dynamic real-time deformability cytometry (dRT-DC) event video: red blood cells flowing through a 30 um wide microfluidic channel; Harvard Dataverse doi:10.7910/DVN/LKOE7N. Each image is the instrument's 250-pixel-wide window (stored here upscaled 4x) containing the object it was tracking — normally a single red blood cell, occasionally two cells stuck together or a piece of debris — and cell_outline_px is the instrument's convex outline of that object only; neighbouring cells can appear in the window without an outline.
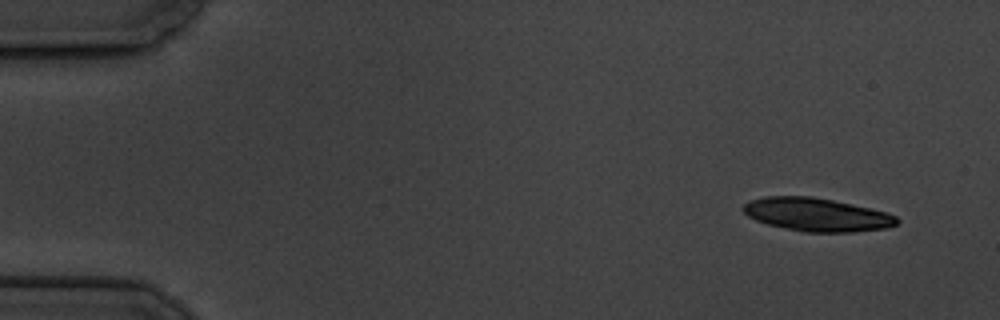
{"species": "common noctule bat (a hibernating species)", "species_latin": "Nyctalus noctula", "temperature_condition": "cold", "stored_images_in_passage": 5, "camera_frame_rate_fps": 3000, "um_per_image_px": 0.085, "animal": {"sex": "male", "body_mass_g": 19.5, "forearm_length_mm": 54.6}, "frame": {"image": 1, "passage_image": 1, "time_ms": 0.0, "image_size_px": [1000, 320], "cell_outline_px": [[900, 220], [896, 224], [888, 228], [852, 232], [804, 232], [768, 224], [756, 220], [748, 216], [740, 208], [748, 200], [764, 196], [812, 196], [872, 208], [896, 216]], "centroid_in_image_um": [69.41, 18.23], "position_along_channel_um": 15.6, "area_um2": 29.88}}